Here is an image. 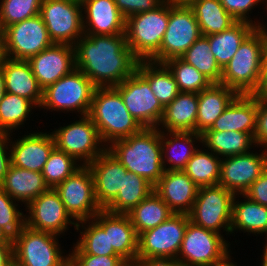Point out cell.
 I'll return each mask as SVG.
<instances>
[{"label": "cell", "instance_id": "6da1fadb", "mask_svg": "<svg viewBox=\"0 0 267 266\" xmlns=\"http://www.w3.org/2000/svg\"><path fill=\"white\" fill-rule=\"evenodd\" d=\"M75 68L96 87H115L131 76L138 64L126 35H83L74 45Z\"/></svg>", "mask_w": 267, "mask_h": 266}, {"label": "cell", "instance_id": "7a4b0ae2", "mask_svg": "<svg viewBox=\"0 0 267 266\" xmlns=\"http://www.w3.org/2000/svg\"><path fill=\"white\" fill-rule=\"evenodd\" d=\"M111 144L107 149L127 171L140 175L153 186L158 183L165 171L160 128H143L139 133Z\"/></svg>", "mask_w": 267, "mask_h": 266}, {"label": "cell", "instance_id": "3957f363", "mask_svg": "<svg viewBox=\"0 0 267 266\" xmlns=\"http://www.w3.org/2000/svg\"><path fill=\"white\" fill-rule=\"evenodd\" d=\"M88 116L97 127L105 147L139 133L143 127L129 113L115 87H96ZM109 144H105V143Z\"/></svg>", "mask_w": 267, "mask_h": 266}, {"label": "cell", "instance_id": "277c9868", "mask_svg": "<svg viewBox=\"0 0 267 266\" xmlns=\"http://www.w3.org/2000/svg\"><path fill=\"white\" fill-rule=\"evenodd\" d=\"M264 52V38L256 27L222 68L220 84L237 94L253 95L259 86Z\"/></svg>", "mask_w": 267, "mask_h": 266}, {"label": "cell", "instance_id": "5b68a950", "mask_svg": "<svg viewBox=\"0 0 267 266\" xmlns=\"http://www.w3.org/2000/svg\"><path fill=\"white\" fill-rule=\"evenodd\" d=\"M169 21V0L152 11L129 16L125 23L127 45L139 60H150L159 50Z\"/></svg>", "mask_w": 267, "mask_h": 266}, {"label": "cell", "instance_id": "8992f818", "mask_svg": "<svg viewBox=\"0 0 267 266\" xmlns=\"http://www.w3.org/2000/svg\"><path fill=\"white\" fill-rule=\"evenodd\" d=\"M12 241L15 266H69V254L61 255L55 234L24 225Z\"/></svg>", "mask_w": 267, "mask_h": 266}, {"label": "cell", "instance_id": "52a82bcc", "mask_svg": "<svg viewBox=\"0 0 267 266\" xmlns=\"http://www.w3.org/2000/svg\"><path fill=\"white\" fill-rule=\"evenodd\" d=\"M96 86L78 68L43 90L40 108L61 111H80L88 115Z\"/></svg>", "mask_w": 267, "mask_h": 266}, {"label": "cell", "instance_id": "ba28073f", "mask_svg": "<svg viewBox=\"0 0 267 266\" xmlns=\"http://www.w3.org/2000/svg\"><path fill=\"white\" fill-rule=\"evenodd\" d=\"M199 24L188 4H175L169 0V21L160 50L150 59L163 63L182 56L201 37Z\"/></svg>", "mask_w": 267, "mask_h": 266}, {"label": "cell", "instance_id": "9c48e42d", "mask_svg": "<svg viewBox=\"0 0 267 266\" xmlns=\"http://www.w3.org/2000/svg\"><path fill=\"white\" fill-rule=\"evenodd\" d=\"M234 196L232 191L219 184L198 188L196 200L188 214L190 221L218 234L221 228L231 234Z\"/></svg>", "mask_w": 267, "mask_h": 266}, {"label": "cell", "instance_id": "30bf717a", "mask_svg": "<svg viewBox=\"0 0 267 266\" xmlns=\"http://www.w3.org/2000/svg\"><path fill=\"white\" fill-rule=\"evenodd\" d=\"M40 16L53 43L74 46L84 35L82 3L73 0H42Z\"/></svg>", "mask_w": 267, "mask_h": 266}, {"label": "cell", "instance_id": "8fae6325", "mask_svg": "<svg viewBox=\"0 0 267 266\" xmlns=\"http://www.w3.org/2000/svg\"><path fill=\"white\" fill-rule=\"evenodd\" d=\"M67 211L76 220V230H80V221L90 220L102 209L94 193L93 175L88 166H83L73 175L54 188Z\"/></svg>", "mask_w": 267, "mask_h": 266}, {"label": "cell", "instance_id": "7c38bea8", "mask_svg": "<svg viewBox=\"0 0 267 266\" xmlns=\"http://www.w3.org/2000/svg\"><path fill=\"white\" fill-rule=\"evenodd\" d=\"M51 134L55 147L80 162L82 160L83 166L90 164L106 149L104 145H100L102 141L97 127L88 115L54 130Z\"/></svg>", "mask_w": 267, "mask_h": 266}, {"label": "cell", "instance_id": "4fadbf2b", "mask_svg": "<svg viewBox=\"0 0 267 266\" xmlns=\"http://www.w3.org/2000/svg\"><path fill=\"white\" fill-rule=\"evenodd\" d=\"M189 220L187 214L173 213L155 228L142 232L138 237L137 259L177 258Z\"/></svg>", "mask_w": 267, "mask_h": 266}, {"label": "cell", "instance_id": "5bb4252c", "mask_svg": "<svg viewBox=\"0 0 267 266\" xmlns=\"http://www.w3.org/2000/svg\"><path fill=\"white\" fill-rule=\"evenodd\" d=\"M115 88L120 92L129 113L143 128H158L164 114L149 82L136 70Z\"/></svg>", "mask_w": 267, "mask_h": 266}, {"label": "cell", "instance_id": "9a60e30c", "mask_svg": "<svg viewBox=\"0 0 267 266\" xmlns=\"http://www.w3.org/2000/svg\"><path fill=\"white\" fill-rule=\"evenodd\" d=\"M228 246L221 234L189 220L177 259L186 266H210L229 253Z\"/></svg>", "mask_w": 267, "mask_h": 266}, {"label": "cell", "instance_id": "2e32d148", "mask_svg": "<svg viewBox=\"0 0 267 266\" xmlns=\"http://www.w3.org/2000/svg\"><path fill=\"white\" fill-rule=\"evenodd\" d=\"M2 31L7 57L11 59L28 60L53 44L40 14L9 25Z\"/></svg>", "mask_w": 267, "mask_h": 266}, {"label": "cell", "instance_id": "e0dca14e", "mask_svg": "<svg viewBox=\"0 0 267 266\" xmlns=\"http://www.w3.org/2000/svg\"><path fill=\"white\" fill-rule=\"evenodd\" d=\"M29 214L25 216V225L31 229L44 231L60 236L72 224V217L67 213L64 204L54 188H49L27 205Z\"/></svg>", "mask_w": 267, "mask_h": 266}, {"label": "cell", "instance_id": "ac0fdd59", "mask_svg": "<svg viewBox=\"0 0 267 266\" xmlns=\"http://www.w3.org/2000/svg\"><path fill=\"white\" fill-rule=\"evenodd\" d=\"M261 154L247 152L221 159L220 181L223 186L235 195H240L256 181L267 169V149Z\"/></svg>", "mask_w": 267, "mask_h": 266}, {"label": "cell", "instance_id": "d6986e66", "mask_svg": "<svg viewBox=\"0 0 267 266\" xmlns=\"http://www.w3.org/2000/svg\"><path fill=\"white\" fill-rule=\"evenodd\" d=\"M27 61L44 90L75 69V49L72 45L53 43Z\"/></svg>", "mask_w": 267, "mask_h": 266}, {"label": "cell", "instance_id": "ffe728a7", "mask_svg": "<svg viewBox=\"0 0 267 266\" xmlns=\"http://www.w3.org/2000/svg\"><path fill=\"white\" fill-rule=\"evenodd\" d=\"M93 219L108 232V240L114 251L128 264H135L138 254V234L127 214L112 213L105 209Z\"/></svg>", "mask_w": 267, "mask_h": 266}, {"label": "cell", "instance_id": "44dd1931", "mask_svg": "<svg viewBox=\"0 0 267 266\" xmlns=\"http://www.w3.org/2000/svg\"><path fill=\"white\" fill-rule=\"evenodd\" d=\"M87 166L93 175L96 201L105 209L122 188L127 170L107 148Z\"/></svg>", "mask_w": 267, "mask_h": 266}, {"label": "cell", "instance_id": "7402d4cb", "mask_svg": "<svg viewBox=\"0 0 267 266\" xmlns=\"http://www.w3.org/2000/svg\"><path fill=\"white\" fill-rule=\"evenodd\" d=\"M198 186L183 170H165L154 191L175 214H189L197 197Z\"/></svg>", "mask_w": 267, "mask_h": 266}, {"label": "cell", "instance_id": "603a6c76", "mask_svg": "<svg viewBox=\"0 0 267 266\" xmlns=\"http://www.w3.org/2000/svg\"><path fill=\"white\" fill-rule=\"evenodd\" d=\"M82 11L86 14V18L83 14L85 35L125 34L126 19L114 0H85L82 3Z\"/></svg>", "mask_w": 267, "mask_h": 266}, {"label": "cell", "instance_id": "cb8c5ba5", "mask_svg": "<svg viewBox=\"0 0 267 266\" xmlns=\"http://www.w3.org/2000/svg\"><path fill=\"white\" fill-rule=\"evenodd\" d=\"M54 148L55 142L52 134L29 133L12 143L11 150H9L11 165L42 173Z\"/></svg>", "mask_w": 267, "mask_h": 266}, {"label": "cell", "instance_id": "d4e9b609", "mask_svg": "<svg viewBox=\"0 0 267 266\" xmlns=\"http://www.w3.org/2000/svg\"><path fill=\"white\" fill-rule=\"evenodd\" d=\"M257 112L258 99L254 95L238 94L206 131H239L253 137Z\"/></svg>", "mask_w": 267, "mask_h": 266}, {"label": "cell", "instance_id": "484cf974", "mask_svg": "<svg viewBox=\"0 0 267 266\" xmlns=\"http://www.w3.org/2000/svg\"><path fill=\"white\" fill-rule=\"evenodd\" d=\"M2 67L5 91L26 98L34 104V107H40L43 99V89L32 73L28 61L7 58Z\"/></svg>", "mask_w": 267, "mask_h": 266}, {"label": "cell", "instance_id": "4316f807", "mask_svg": "<svg viewBox=\"0 0 267 266\" xmlns=\"http://www.w3.org/2000/svg\"><path fill=\"white\" fill-rule=\"evenodd\" d=\"M238 94L220 83H212L198 93V112L196 133L202 134L210 129L215 120Z\"/></svg>", "mask_w": 267, "mask_h": 266}, {"label": "cell", "instance_id": "83f0119b", "mask_svg": "<svg viewBox=\"0 0 267 266\" xmlns=\"http://www.w3.org/2000/svg\"><path fill=\"white\" fill-rule=\"evenodd\" d=\"M0 187L15 201L26 203L27 206L40 194L46 192L49 186L45 183L42 173L9 166Z\"/></svg>", "mask_w": 267, "mask_h": 266}, {"label": "cell", "instance_id": "f1b7e54d", "mask_svg": "<svg viewBox=\"0 0 267 266\" xmlns=\"http://www.w3.org/2000/svg\"><path fill=\"white\" fill-rule=\"evenodd\" d=\"M198 94L180 92L165 108L161 125L168 132H196Z\"/></svg>", "mask_w": 267, "mask_h": 266}, {"label": "cell", "instance_id": "f546056e", "mask_svg": "<svg viewBox=\"0 0 267 266\" xmlns=\"http://www.w3.org/2000/svg\"><path fill=\"white\" fill-rule=\"evenodd\" d=\"M160 130V142L162 147V163L165 170H183L187 162L198 150L195 148L194 139L202 142L201 134L196 132H168L166 138L164 131ZM170 133V134H169ZM169 134V135H168ZM165 135V136H164ZM166 152V153H165ZM166 157H165V156ZM165 158V159H164ZM167 158V160H166ZM170 165L166 168V164Z\"/></svg>", "mask_w": 267, "mask_h": 266}, {"label": "cell", "instance_id": "4dcf8cb0", "mask_svg": "<svg viewBox=\"0 0 267 266\" xmlns=\"http://www.w3.org/2000/svg\"><path fill=\"white\" fill-rule=\"evenodd\" d=\"M256 27L255 21L254 24L237 21L223 32L206 36L209 40L211 52L221 68L232 59L241 43Z\"/></svg>", "mask_w": 267, "mask_h": 266}, {"label": "cell", "instance_id": "1f68e13d", "mask_svg": "<svg viewBox=\"0 0 267 266\" xmlns=\"http://www.w3.org/2000/svg\"><path fill=\"white\" fill-rule=\"evenodd\" d=\"M136 70L149 82L150 89L164 108L180 93L176 80L164 63L141 60Z\"/></svg>", "mask_w": 267, "mask_h": 266}, {"label": "cell", "instance_id": "d6a6232c", "mask_svg": "<svg viewBox=\"0 0 267 266\" xmlns=\"http://www.w3.org/2000/svg\"><path fill=\"white\" fill-rule=\"evenodd\" d=\"M188 6L193 10L203 36L223 32L237 22L219 0H191Z\"/></svg>", "mask_w": 267, "mask_h": 266}, {"label": "cell", "instance_id": "836d02e7", "mask_svg": "<svg viewBox=\"0 0 267 266\" xmlns=\"http://www.w3.org/2000/svg\"><path fill=\"white\" fill-rule=\"evenodd\" d=\"M201 136L204 147L222 158L247 153L255 145L249 133L239 131H205Z\"/></svg>", "mask_w": 267, "mask_h": 266}, {"label": "cell", "instance_id": "e575fe53", "mask_svg": "<svg viewBox=\"0 0 267 266\" xmlns=\"http://www.w3.org/2000/svg\"><path fill=\"white\" fill-rule=\"evenodd\" d=\"M173 212L169 206L152 191L144 200L127 213L138 236L166 221Z\"/></svg>", "mask_w": 267, "mask_h": 266}, {"label": "cell", "instance_id": "d590c367", "mask_svg": "<svg viewBox=\"0 0 267 266\" xmlns=\"http://www.w3.org/2000/svg\"><path fill=\"white\" fill-rule=\"evenodd\" d=\"M152 191H154V186L145 178L127 171V174L123 175L122 188L105 210L112 213L127 214Z\"/></svg>", "mask_w": 267, "mask_h": 266}, {"label": "cell", "instance_id": "8d00e7d4", "mask_svg": "<svg viewBox=\"0 0 267 266\" xmlns=\"http://www.w3.org/2000/svg\"><path fill=\"white\" fill-rule=\"evenodd\" d=\"M246 199L244 200L245 202H237L236 196H234L232 202L231 233L239 229L254 234H267V206L253 202L248 198Z\"/></svg>", "mask_w": 267, "mask_h": 266}, {"label": "cell", "instance_id": "74e56055", "mask_svg": "<svg viewBox=\"0 0 267 266\" xmlns=\"http://www.w3.org/2000/svg\"><path fill=\"white\" fill-rule=\"evenodd\" d=\"M221 159L213 152L198 149L183 171L200 188L219 184Z\"/></svg>", "mask_w": 267, "mask_h": 266}, {"label": "cell", "instance_id": "f35d334b", "mask_svg": "<svg viewBox=\"0 0 267 266\" xmlns=\"http://www.w3.org/2000/svg\"><path fill=\"white\" fill-rule=\"evenodd\" d=\"M180 58L194 66L212 83L221 82L222 68L211 52L209 40L206 36L201 35Z\"/></svg>", "mask_w": 267, "mask_h": 266}, {"label": "cell", "instance_id": "ab89813d", "mask_svg": "<svg viewBox=\"0 0 267 266\" xmlns=\"http://www.w3.org/2000/svg\"><path fill=\"white\" fill-rule=\"evenodd\" d=\"M163 63L172 73L180 92L198 94L212 84L205 75L180 57L168 59Z\"/></svg>", "mask_w": 267, "mask_h": 266}, {"label": "cell", "instance_id": "60d3db41", "mask_svg": "<svg viewBox=\"0 0 267 266\" xmlns=\"http://www.w3.org/2000/svg\"><path fill=\"white\" fill-rule=\"evenodd\" d=\"M33 103L24 97L6 92L0 101V132L11 133L26 121Z\"/></svg>", "mask_w": 267, "mask_h": 266}, {"label": "cell", "instance_id": "b9f144b4", "mask_svg": "<svg viewBox=\"0 0 267 266\" xmlns=\"http://www.w3.org/2000/svg\"><path fill=\"white\" fill-rule=\"evenodd\" d=\"M91 220L89 225H86L89 220L80 221L85 231L80 232L82 237L78 240L79 242L77 241L76 246L87 255L119 256L109 244L108 232H105L94 219ZM84 223L86 227L83 226Z\"/></svg>", "mask_w": 267, "mask_h": 266}, {"label": "cell", "instance_id": "7bdbcfd3", "mask_svg": "<svg viewBox=\"0 0 267 266\" xmlns=\"http://www.w3.org/2000/svg\"><path fill=\"white\" fill-rule=\"evenodd\" d=\"M77 162L74 157L55 147L42 171L45 183L49 188H55L82 167Z\"/></svg>", "mask_w": 267, "mask_h": 266}, {"label": "cell", "instance_id": "ee69618b", "mask_svg": "<svg viewBox=\"0 0 267 266\" xmlns=\"http://www.w3.org/2000/svg\"><path fill=\"white\" fill-rule=\"evenodd\" d=\"M0 30L40 14L42 0H2Z\"/></svg>", "mask_w": 267, "mask_h": 266}, {"label": "cell", "instance_id": "f6af8a7d", "mask_svg": "<svg viewBox=\"0 0 267 266\" xmlns=\"http://www.w3.org/2000/svg\"><path fill=\"white\" fill-rule=\"evenodd\" d=\"M14 199L0 187V227L13 239L25 225V215Z\"/></svg>", "mask_w": 267, "mask_h": 266}, {"label": "cell", "instance_id": "bcb514c9", "mask_svg": "<svg viewBox=\"0 0 267 266\" xmlns=\"http://www.w3.org/2000/svg\"><path fill=\"white\" fill-rule=\"evenodd\" d=\"M70 266H127L120 256H95L84 254L76 245L70 254Z\"/></svg>", "mask_w": 267, "mask_h": 266}, {"label": "cell", "instance_id": "7dc6e473", "mask_svg": "<svg viewBox=\"0 0 267 266\" xmlns=\"http://www.w3.org/2000/svg\"><path fill=\"white\" fill-rule=\"evenodd\" d=\"M118 10L125 19L129 16L152 11L160 6L165 0H114Z\"/></svg>", "mask_w": 267, "mask_h": 266}, {"label": "cell", "instance_id": "c3c4849f", "mask_svg": "<svg viewBox=\"0 0 267 266\" xmlns=\"http://www.w3.org/2000/svg\"><path fill=\"white\" fill-rule=\"evenodd\" d=\"M224 9L237 21H244L253 24L252 20L248 19L247 14L253 6L262 0H219ZM267 2V0H265ZM264 2V0L262 1Z\"/></svg>", "mask_w": 267, "mask_h": 266}, {"label": "cell", "instance_id": "681fc988", "mask_svg": "<svg viewBox=\"0 0 267 266\" xmlns=\"http://www.w3.org/2000/svg\"><path fill=\"white\" fill-rule=\"evenodd\" d=\"M243 198L267 206V169L242 194Z\"/></svg>", "mask_w": 267, "mask_h": 266}, {"label": "cell", "instance_id": "f907efd6", "mask_svg": "<svg viewBox=\"0 0 267 266\" xmlns=\"http://www.w3.org/2000/svg\"><path fill=\"white\" fill-rule=\"evenodd\" d=\"M255 145H261L267 149V101L258 99V112L256 130L254 133Z\"/></svg>", "mask_w": 267, "mask_h": 266}, {"label": "cell", "instance_id": "816d5d0a", "mask_svg": "<svg viewBox=\"0 0 267 266\" xmlns=\"http://www.w3.org/2000/svg\"><path fill=\"white\" fill-rule=\"evenodd\" d=\"M10 133H2L0 132V185L4 181V177L9 169V166L11 165V154H9L6 149L8 148V137H10Z\"/></svg>", "mask_w": 267, "mask_h": 266}, {"label": "cell", "instance_id": "f5cc1de1", "mask_svg": "<svg viewBox=\"0 0 267 266\" xmlns=\"http://www.w3.org/2000/svg\"><path fill=\"white\" fill-rule=\"evenodd\" d=\"M137 266H186L177 258L171 257H151L149 259H137Z\"/></svg>", "mask_w": 267, "mask_h": 266}, {"label": "cell", "instance_id": "db71d44e", "mask_svg": "<svg viewBox=\"0 0 267 266\" xmlns=\"http://www.w3.org/2000/svg\"><path fill=\"white\" fill-rule=\"evenodd\" d=\"M257 99L267 101V53L264 52L262 58L261 76L259 81V86L257 90L253 93Z\"/></svg>", "mask_w": 267, "mask_h": 266}, {"label": "cell", "instance_id": "11a10c76", "mask_svg": "<svg viewBox=\"0 0 267 266\" xmlns=\"http://www.w3.org/2000/svg\"><path fill=\"white\" fill-rule=\"evenodd\" d=\"M13 265V242H0V266Z\"/></svg>", "mask_w": 267, "mask_h": 266}, {"label": "cell", "instance_id": "9f6ffc18", "mask_svg": "<svg viewBox=\"0 0 267 266\" xmlns=\"http://www.w3.org/2000/svg\"><path fill=\"white\" fill-rule=\"evenodd\" d=\"M7 58L4 34L3 31L0 30V67L4 64Z\"/></svg>", "mask_w": 267, "mask_h": 266}, {"label": "cell", "instance_id": "6f0895ef", "mask_svg": "<svg viewBox=\"0 0 267 266\" xmlns=\"http://www.w3.org/2000/svg\"><path fill=\"white\" fill-rule=\"evenodd\" d=\"M5 91V79H4V72L3 67H0V101L3 99Z\"/></svg>", "mask_w": 267, "mask_h": 266}, {"label": "cell", "instance_id": "680465c9", "mask_svg": "<svg viewBox=\"0 0 267 266\" xmlns=\"http://www.w3.org/2000/svg\"><path fill=\"white\" fill-rule=\"evenodd\" d=\"M230 259V253H228L221 261L213 263L210 266H237L236 264L230 262Z\"/></svg>", "mask_w": 267, "mask_h": 266}, {"label": "cell", "instance_id": "91938a15", "mask_svg": "<svg viewBox=\"0 0 267 266\" xmlns=\"http://www.w3.org/2000/svg\"><path fill=\"white\" fill-rule=\"evenodd\" d=\"M257 28L261 32L263 38H264V48H265V53H267V31L265 27H262L260 23L257 24Z\"/></svg>", "mask_w": 267, "mask_h": 266}, {"label": "cell", "instance_id": "94428289", "mask_svg": "<svg viewBox=\"0 0 267 266\" xmlns=\"http://www.w3.org/2000/svg\"><path fill=\"white\" fill-rule=\"evenodd\" d=\"M0 242H13L12 238L0 227Z\"/></svg>", "mask_w": 267, "mask_h": 266}, {"label": "cell", "instance_id": "6125c7cd", "mask_svg": "<svg viewBox=\"0 0 267 266\" xmlns=\"http://www.w3.org/2000/svg\"><path fill=\"white\" fill-rule=\"evenodd\" d=\"M263 253H264V255H263V257H262V258H263V259H262L263 261H262V264H261V265H262V266H267V248H266V247H265Z\"/></svg>", "mask_w": 267, "mask_h": 266}, {"label": "cell", "instance_id": "be15d7a7", "mask_svg": "<svg viewBox=\"0 0 267 266\" xmlns=\"http://www.w3.org/2000/svg\"><path fill=\"white\" fill-rule=\"evenodd\" d=\"M175 4H188L191 0H171Z\"/></svg>", "mask_w": 267, "mask_h": 266}, {"label": "cell", "instance_id": "e7e4bbea", "mask_svg": "<svg viewBox=\"0 0 267 266\" xmlns=\"http://www.w3.org/2000/svg\"><path fill=\"white\" fill-rule=\"evenodd\" d=\"M73 1H77L79 3H83L85 0H73Z\"/></svg>", "mask_w": 267, "mask_h": 266}, {"label": "cell", "instance_id": "03108f58", "mask_svg": "<svg viewBox=\"0 0 267 266\" xmlns=\"http://www.w3.org/2000/svg\"><path fill=\"white\" fill-rule=\"evenodd\" d=\"M127 266H137L136 264H128Z\"/></svg>", "mask_w": 267, "mask_h": 266}]
</instances>
